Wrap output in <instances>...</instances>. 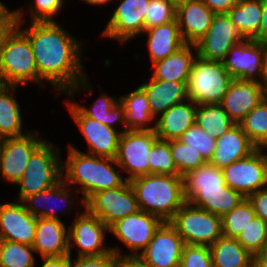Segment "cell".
Listing matches in <instances>:
<instances>
[{
    "mask_svg": "<svg viewBox=\"0 0 267 267\" xmlns=\"http://www.w3.org/2000/svg\"><path fill=\"white\" fill-rule=\"evenodd\" d=\"M18 28L32 46L39 85H45L47 81L57 91L68 94L70 99L81 89L93 93L82 65L81 40L72 36L56 20L33 21L25 29L19 23Z\"/></svg>",
    "mask_w": 267,
    "mask_h": 267,
    "instance_id": "cell-1",
    "label": "cell"
},
{
    "mask_svg": "<svg viewBox=\"0 0 267 267\" xmlns=\"http://www.w3.org/2000/svg\"><path fill=\"white\" fill-rule=\"evenodd\" d=\"M68 157L62 161V179L81 191V204L95 192L122 186L127 180L115 168L120 169L114 158L91 155L68 145Z\"/></svg>",
    "mask_w": 267,
    "mask_h": 267,
    "instance_id": "cell-2",
    "label": "cell"
},
{
    "mask_svg": "<svg viewBox=\"0 0 267 267\" xmlns=\"http://www.w3.org/2000/svg\"><path fill=\"white\" fill-rule=\"evenodd\" d=\"M185 201L200 209L223 217L244 197L225 184L222 169L207 161L183 176Z\"/></svg>",
    "mask_w": 267,
    "mask_h": 267,
    "instance_id": "cell-3",
    "label": "cell"
},
{
    "mask_svg": "<svg viewBox=\"0 0 267 267\" xmlns=\"http://www.w3.org/2000/svg\"><path fill=\"white\" fill-rule=\"evenodd\" d=\"M139 209L170 222L186 203L183 176L148 174L131 179Z\"/></svg>",
    "mask_w": 267,
    "mask_h": 267,
    "instance_id": "cell-4",
    "label": "cell"
},
{
    "mask_svg": "<svg viewBox=\"0 0 267 267\" xmlns=\"http://www.w3.org/2000/svg\"><path fill=\"white\" fill-rule=\"evenodd\" d=\"M38 84L33 49L28 37L17 27L8 37L0 56V84Z\"/></svg>",
    "mask_w": 267,
    "mask_h": 267,
    "instance_id": "cell-5",
    "label": "cell"
},
{
    "mask_svg": "<svg viewBox=\"0 0 267 267\" xmlns=\"http://www.w3.org/2000/svg\"><path fill=\"white\" fill-rule=\"evenodd\" d=\"M233 80L222 61L197 56L187 82V98L197 105L220 104Z\"/></svg>",
    "mask_w": 267,
    "mask_h": 267,
    "instance_id": "cell-6",
    "label": "cell"
},
{
    "mask_svg": "<svg viewBox=\"0 0 267 267\" xmlns=\"http://www.w3.org/2000/svg\"><path fill=\"white\" fill-rule=\"evenodd\" d=\"M59 148L45 141L32 155L19 185L17 200L49 189L62 179V159Z\"/></svg>",
    "mask_w": 267,
    "mask_h": 267,
    "instance_id": "cell-7",
    "label": "cell"
},
{
    "mask_svg": "<svg viewBox=\"0 0 267 267\" xmlns=\"http://www.w3.org/2000/svg\"><path fill=\"white\" fill-rule=\"evenodd\" d=\"M170 223L184 244L211 246L222 234V217L186 202Z\"/></svg>",
    "mask_w": 267,
    "mask_h": 267,
    "instance_id": "cell-8",
    "label": "cell"
},
{
    "mask_svg": "<svg viewBox=\"0 0 267 267\" xmlns=\"http://www.w3.org/2000/svg\"><path fill=\"white\" fill-rule=\"evenodd\" d=\"M79 213L76 214L73 223L67 226L69 255L71 256V247L75 246L77 247L76 257L98 256L113 251L121 261L122 252L120 247L118 248L116 245L106 247L104 245L105 234L109 232V227L86 208L82 213Z\"/></svg>",
    "mask_w": 267,
    "mask_h": 267,
    "instance_id": "cell-9",
    "label": "cell"
},
{
    "mask_svg": "<svg viewBox=\"0 0 267 267\" xmlns=\"http://www.w3.org/2000/svg\"><path fill=\"white\" fill-rule=\"evenodd\" d=\"M158 139L155 130H127L118 142L116 163L128 175L127 181L150 174L149 153Z\"/></svg>",
    "mask_w": 267,
    "mask_h": 267,
    "instance_id": "cell-10",
    "label": "cell"
},
{
    "mask_svg": "<svg viewBox=\"0 0 267 267\" xmlns=\"http://www.w3.org/2000/svg\"><path fill=\"white\" fill-rule=\"evenodd\" d=\"M264 151L256 148L247 157L224 167L225 184L244 198L267 187V153Z\"/></svg>",
    "mask_w": 267,
    "mask_h": 267,
    "instance_id": "cell-11",
    "label": "cell"
},
{
    "mask_svg": "<svg viewBox=\"0 0 267 267\" xmlns=\"http://www.w3.org/2000/svg\"><path fill=\"white\" fill-rule=\"evenodd\" d=\"M84 208L100 218L108 227L140 210L129 181L120 187L95 192L85 201Z\"/></svg>",
    "mask_w": 267,
    "mask_h": 267,
    "instance_id": "cell-12",
    "label": "cell"
},
{
    "mask_svg": "<svg viewBox=\"0 0 267 267\" xmlns=\"http://www.w3.org/2000/svg\"><path fill=\"white\" fill-rule=\"evenodd\" d=\"M162 223L163 221L157 216L139 210L112 224L109 232H112L130 251L128 254H121V260L137 258L139 250L145 249Z\"/></svg>",
    "mask_w": 267,
    "mask_h": 267,
    "instance_id": "cell-13",
    "label": "cell"
},
{
    "mask_svg": "<svg viewBox=\"0 0 267 267\" xmlns=\"http://www.w3.org/2000/svg\"><path fill=\"white\" fill-rule=\"evenodd\" d=\"M266 50V44L243 39L231 47L222 63L234 79L263 83Z\"/></svg>",
    "mask_w": 267,
    "mask_h": 267,
    "instance_id": "cell-14",
    "label": "cell"
},
{
    "mask_svg": "<svg viewBox=\"0 0 267 267\" xmlns=\"http://www.w3.org/2000/svg\"><path fill=\"white\" fill-rule=\"evenodd\" d=\"M38 135V131L30 130L21 137L2 139L0 173L6 182L16 184L20 180L31 155L46 141Z\"/></svg>",
    "mask_w": 267,
    "mask_h": 267,
    "instance_id": "cell-15",
    "label": "cell"
},
{
    "mask_svg": "<svg viewBox=\"0 0 267 267\" xmlns=\"http://www.w3.org/2000/svg\"><path fill=\"white\" fill-rule=\"evenodd\" d=\"M74 122L87 141L88 154L116 158L121 130L113 129L87 117L72 100L65 102Z\"/></svg>",
    "mask_w": 267,
    "mask_h": 267,
    "instance_id": "cell-16",
    "label": "cell"
},
{
    "mask_svg": "<svg viewBox=\"0 0 267 267\" xmlns=\"http://www.w3.org/2000/svg\"><path fill=\"white\" fill-rule=\"evenodd\" d=\"M183 239L170 222H163L137 259L149 267H180Z\"/></svg>",
    "mask_w": 267,
    "mask_h": 267,
    "instance_id": "cell-17",
    "label": "cell"
},
{
    "mask_svg": "<svg viewBox=\"0 0 267 267\" xmlns=\"http://www.w3.org/2000/svg\"><path fill=\"white\" fill-rule=\"evenodd\" d=\"M149 2L150 0H121L102 30V35L123 44L143 34Z\"/></svg>",
    "mask_w": 267,
    "mask_h": 267,
    "instance_id": "cell-18",
    "label": "cell"
},
{
    "mask_svg": "<svg viewBox=\"0 0 267 267\" xmlns=\"http://www.w3.org/2000/svg\"><path fill=\"white\" fill-rule=\"evenodd\" d=\"M243 39L227 13L215 14L209 30L195 44L197 55L205 60L222 61L231 47Z\"/></svg>",
    "mask_w": 267,
    "mask_h": 267,
    "instance_id": "cell-19",
    "label": "cell"
},
{
    "mask_svg": "<svg viewBox=\"0 0 267 267\" xmlns=\"http://www.w3.org/2000/svg\"><path fill=\"white\" fill-rule=\"evenodd\" d=\"M0 204V240L32 246L35 240L37 217L22 201Z\"/></svg>",
    "mask_w": 267,
    "mask_h": 267,
    "instance_id": "cell-20",
    "label": "cell"
},
{
    "mask_svg": "<svg viewBox=\"0 0 267 267\" xmlns=\"http://www.w3.org/2000/svg\"><path fill=\"white\" fill-rule=\"evenodd\" d=\"M267 96L263 83L234 79L220 103L229 118L239 124Z\"/></svg>",
    "mask_w": 267,
    "mask_h": 267,
    "instance_id": "cell-21",
    "label": "cell"
},
{
    "mask_svg": "<svg viewBox=\"0 0 267 267\" xmlns=\"http://www.w3.org/2000/svg\"><path fill=\"white\" fill-rule=\"evenodd\" d=\"M68 228L64 222L52 218H37L35 240L32 247L41 257L69 254Z\"/></svg>",
    "mask_w": 267,
    "mask_h": 267,
    "instance_id": "cell-22",
    "label": "cell"
},
{
    "mask_svg": "<svg viewBox=\"0 0 267 267\" xmlns=\"http://www.w3.org/2000/svg\"><path fill=\"white\" fill-rule=\"evenodd\" d=\"M214 15L202 0L179 6L176 19L184 42L196 44L209 30Z\"/></svg>",
    "mask_w": 267,
    "mask_h": 267,
    "instance_id": "cell-23",
    "label": "cell"
},
{
    "mask_svg": "<svg viewBox=\"0 0 267 267\" xmlns=\"http://www.w3.org/2000/svg\"><path fill=\"white\" fill-rule=\"evenodd\" d=\"M68 187L69 185L63 179H61L57 184H55L51 188L25 197L22 200V202L25 205V208L33 216H36L37 218L44 217V218H52V219L61 220L59 216L56 214L58 211V209H55L57 208V206H55L56 203L52 204L51 202L53 201V199L57 200L56 201L57 203H59L60 201H65L67 205L65 204V207L63 208L62 213L65 212V208L66 210L72 209L73 204H74L73 201L75 200L74 199L75 197H72L71 194H73L72 192H74L75 196H77L78 193L80 192H78L75 189L74 191H70L72 190V188L70 187L68 188Z\"/></svg>",
    "mask_w": 267,
    "mask_h": 267,
    "instance_id": "cell-24",
    "label": "cell"
},
{
    "mask_svg": "<svg viewBox=\"0 0 267 267\" xmlns=\"http://www.w3.org/2000/svg\"><path fill=\"white\" fill-rule=\"evenodd\" d=\"M147 95L152 115L157 118L173 105L187 100V82L158 80L150 77L149 82L139 86Z\"/></svg>",
    "mask_w": 267,
    "mask_h": 267,
    "instance_id": "cell-25",
    "label": "cell"
},
{
    "mask_svg": "<svg viewBox=\"0 0 267 267\" xmlns=\"http://www.w3.org/2000/svg\"><path fill=\"white\" fill-rule=\"evenodd\" d=\"M196 110L197 104L189 99L170 107L156 118L157 137L168 141L179 139L195 123Z\"/></svg>",
    "mask_w": 267,
    "mask_h": 267,
    "instance_id": "cell-26",
    "label": "cell"
},
{
    "mask_svg": "<svg viewBox=\"0 0 267 267\" xmlns=\"http://www.w3.org/2000/svg\"><path fill=\"white\" fill-rule=\"evenodd\" d=\"M256 147L250 142L239 124H235L216 139L214 154L210 163L223 169L237 160L247 157Z\"/></svg>",
    "mask_w": 267,
    "mask_h": 267,
    "instance_id": "cell-27",
    "label": "cell"
},
{
    "mask_svg": "<svg viewBox=\"0 0 267 267\" xmlns=\"http://www.w3.org/2000/svg\"><path fill=\"white\" fill-rule=\"evenodd\" d=\"M197 56L196 45L186 43L165 59L152 63L154 72L151 78L188 82L192 65Z\"/></svg>",
    "mask_w": 267,
    "mask_h": 267,
    "instance_id": "cell-28",
    "label": "cell"
},
{
    "mask_svg": "<svg viewBox=\"0 0 267 267\" xmlns=\"http://www.w3.org/2000/svg\"><path fill=\"white\" fill-rule=\"evenodd\" d=\"M144 33L148 35L146 43L151 63L165 59L186 44L180 33L177 19L145 29Z\"/></svg>",
    "mask_w": 267,
    "mask_h": 267,
    "instance_id": "cell-29",
    "label": "cell"
},
{
    "mask_svg": "<svg viewBox=\"0 0 267 267\" xmlns=\"http://www.w3.org/2000/svg\"><path fill=\"white\" fill-rule=\"evenodd\" d=\"M119 101L124 106L128 130H155L156 124L152 122L156 121V118L152 115L147 95L140 87L120 96Z\"/></svg>",
    "mask_w": 267,
    "mask_h": 267,
    "instance_id": "cell-30",
    "label": "cell"
},
{
    "mask_svg": "<svg viewBox=\"0 0 267 267\" xmlns=\"http://www.w3.org/2000/svg\"><path fill=\"white\" fill-rule=\"evenodd\" d=\"M20 86L0 84V138L21 137L22 133V113L21 108L12 96L14 91Z\"/></svg>",
    "mask_w": 267,
    "mask_h": 267,
    "instance_id": "cell-31",
    "label": "cell"
},
{
    "mask_svg": "<svg viewBox=\"0 0 267 267\" xmlns=\"http://www.w3.org/2000/svg\"><path fill=\"white\" fill-rule=\"evenodd\" d=\"M214 267H252L253 255L235 238L221 236L211 246Z\"/></svg>",
    "mask_w": 267,
    "mask_h": 267,
    "instance_id": "cell-32",
    "label": "cell"
},
{
    "mask_svg": "<svg viewBox=\"0 0 267 267\" xmlns=\"http://www.w3.org/2000/svg\"><path fill=\"white\" fill-rule=\"evenodd\" d=\"M73 103L87 116L97 121H100L104 125L113 129L117 126V123L122 127L121 133L127 131L125 123V110L123 104L119 101V98L115 96H108V93L101 94L91 108L80 105L77 102ZM116 123V125H115Z\"/></svg>",
    "mask_w": 267,
    "mask_h": 267,
    "instance_id": "cell-33",
    "label": "cell"
},
{
    "mask_svg": "<svg viewBox=\"0 0 267 267\" xmlns=\"http://www.w3.org/2000/svg\"><path fill=\"white\" fill-rule=\"evenodd\" d=\"M227 15L245 39H253L258 34L262 19V0H241Z\"/></svg>",
    "mask_w": 267,
    "mask_h": 267,
    "instance_id": "cell-34",
    "label": "cell"
},
{
    "mask_svg": "<svg viewBox=\"0 0 267 267\" xmlns=\"http://www.w3.org/2000/svg\"><path fill=\"white\" fill-rule=\"evenodd\" d=\"M195 123L214 139L235 125L220 104L197 105Z\"/></svg>",
    "mask_w": 267,
    "mask_h": 267,
    "instance_id": "cell-35",
    "label": "cell"
},
{
    "mask_svg": "<svg viewBox=\"0 0 267 267\" xmlns=\"http://www.w3.org/2000/svg\"><path fill=\"white\" fill-rule=\"evenodd\" d=\"M239 125L256 148H263L267 144V96Z\"/></svg>",
    "mask_w": 267,
    "mask_h": 267,
    "instance_id": "cell-36",
    "label": "cell"
},
{
    "mask_svg": "<svg viewBox=\"0 0 267 267\" xmlns=\"http://www.w3.org/2000/svg\"><path fill=\"white\" fill-rule=\"evenodd\" d=\"M35 250L32 246L0 240V267H35Z\"/></svg>",
    "mask_w": 267,
    "mask_h": 267,
    "instance_id": "cell-37",
    "label": "cell"
},
{
    "mask_svg": "<svg viewBox=\"0 0 267 267\" xmlns=\"http://www.w3.org/2000/svg\"><path fill=\"white\" fill-rule=\"evenodd\" d=\"M256 216L251 203L244 198L234 209L222 217V234L236 238Z\"/></svg>",
    "mask_w": 267,
    "mask_h": 267,
    "instance_id": "cell-38",
    "label": "cell"
},
{
    "mask_svg": "<svg viewBox=\"0 0 267 267\" xmlns=\"http://www.w3.org/2000/svg\"><path fill=\"white\" fill-rule=\"evenodd\" d=\"M170 151L174 159L179 176H184L187 172L199 168L207 161L199 151L183 143L180 139L170 140Z\"/></svg>",
    "mask_w": 267,
    "mask_h": 267,
    "instance_id": "cell-39",
    "label": "cell"
},
{
    "mask_svg": "<svg viewBox=\"0 0 267 267\" xmlns=\"http://www.w3.org/2000/svg\"><path fill=\"white\" fill-rule=\"evenodd\" d=\"M150 174L178 175L170 151V140L157 139L149 153Z\"/></svg>",
    "mask_w": 267,
    "mask_h": 267,
    "instance_id": "cell-40",
    "label": "cell"
},
{
    "mask_svg": "<svg viewBox=\"0 0 267 267\" xmlns=\"http://www.w3.org/2000/svg\"><path fill=\"white\" fill-rule=\"evenodd\" d=\"M235 239L254 255L267 242V224L260 217L255 216Z\"/></svg>",
    "mask_w": 267,
    "mask_h": 267,
    "instance_id": "cell-41",
    "label": "cell"
},
{
    "mask_svg": "<svg viewBox=\"0 0 267 267\" xmlns=\"http://www.w3.org/2000/svg\"><path fill=\"white\" fill-rule=\"evenodd\" d=\"M179 139L199 151L206 161H210L212 158L216 147V139L200 128L197 123L187 129Z\"/></svg>",
    "mask_w": 267,
    "mask_h": 267,
    "instance_id": "cell-42",
    "label": "cell"
},
{
    "mask_svg": "<svg viewBox=\"0 0 267 267\" xmlns=\"http://www.w3.org/2000/svg\"><path fill=\"white\" fill-rule=\"evenodd\" d=\"M176 19V8L170 0H150L145 13V29L166 24Z\"/></svg>",
    "mask_w": 267,
    "mask_h": 267,
    "instance_id": "cell-43",
    "label": "cell"
},
{
    "mask_svg": "<svg viewBox=\"0 0 267 267\" xmlns=\"http://www.w3.org/2000/svg\"><path fill=\"white\" fill-rule=\"evenodd\" d=\"M180 267H214L210 247L206 245L184 244Z\"/></svg>",
    "mask_w": 267,
    "mask_h": 267,
    "instance_id": "cell-44",
    "label": "cell"
},
{
    "mask_svg": "<svg viewBox=\"0 0 267 267\" xmlns=\"http://www.w3.org/2000/svg\"><path fill=\"white\" fill-rule=\"evenodd\" d=\"M29 2L30 21H55V16L61 12L65 0H34Z\"/></svg>",
    "mask_w": 267,
    "mask_h": 267,
    "instance_id": "cell-45",
    "label": "cell"
},
{
    "mask_svg": "<svg viewBox=\"0 0 267 267\" xmlns=\"http://www.w3.org/2000/svg\"><path fill=\"white\" fill-rule=\"evenodd\" d=\"M24 13L23 9L21 10L20 8L13 11L9 9L0 18V56L8 37L18 27L19 23H23Z\"/></svg>",
    "mask_w": 267,
    "mask_h": 267,
    "instance_id": "cell-46",
    "label": "cell"
},
{
    "mask_svg": "<svg viewBox=\"0 0 267 267\" xmlns=\"http://www.w3.org/2000/svg\"><path fill=\"white\" fill-rule=\"evenodd\" d=\"M72 261L70 267H119L120 259L112 251L98 256H82Z\"/></svg>",
    "mask_w": 267,
    "mask_h": 267,
    "instance_id": "cell-47",
    "label": "cell"
},
{
    "mask_svg": "<svg viewBox=\"0 0 267 267\" xmlns=\"http://www.w3.org/2000/svg\"><path fill=\"white\" fill-rule=\"evenodd\" d=\"M257 217L267 224V187L253 192L247 197Z\"/></svg>",
    "mask_w": 267,
    "mask_h": 267,
    "instance_id": "cell-48",
    "label": "cell"
},
{
    "mask_svg": "<svg viewBox=\"0 0 267 267\" xmlns=\"http://www.w3.org/2000/svg\"><path fill=\"white\" fill-rule=\"evenodd\" d=\"M241 0H202V2L215 14L227 13Z\"/></svg>",
    "mask_w": 267,
    "mask_h": 267,
    "instance_id": "cell-49",
    "label": "cell"
},
{
    "mask_svg": "<svg viewBox=\"0 0 267 267\" xmlns=\"http://www.w3.org/2000/svg\"><path fill=\"white\" fill-rule=\"evenodd\" d=\"M253 40L267 45V0H262V19L258 29V34L253 38Z\"/></svg>",
    "mask_w": 267,
    "mask_h": 267,
    "instance_id": "cell-50",
    "label": "cell"
},
{
    "mask_svg": "<svg viewBox=\"0 0 267 267\" xmlns=\"http://www.w3.org/2000/svg\"><path fill=\"white\" fill-rule=\"evenodd\" d=\"M43 265L41 267H70L71 266V256H49L42 257Z\"/></svg>",
    "mask_w": 267,
    "mask_h": 267,
    "instance_id": "cell-51",
    "label": "cell"
},
{
    "mask_svg": "<svg viewBox=\"0 0 267 267\" xmlns=\"http://www.w3.org/2000/svg\"><path fill=\"white\" fill-rule=\"evenodd\" d=\"M252 267H267V242L253 255Z\"/></svg>",
    "mask_w": 267,
    "mask_h": 267,
    "instance_id": "cell-52",
    "label": "cell"
},
{
    "mask_svg": "<svg viewBox=\"0 0 267 267\" xmlns=\"http://www.w3.org/2000/svg\"><path fill=\"white\" fill-rule=\"evenodd\" d=\"M119 267H149V266L143 264L137 258H127L120 261Z\"/></svg>",
    "mask_w": 267,
    "mask_h": 267,
    "instance_id": "cell-53",
    "label": "cell"
},
{
    "mask_svg": "<svg viewBox=\"0 0 267 267\" xmlns=\"http://www.w3.org/2000/svg\"><path fill=\"white\" fill-rule=\"evenodd\" d=\"M85 3H89L90 5H103V4H107L109 2H112L113 0H81Z\"/></svg>",
    "mask_w": 267,
    "mask_h": 267,
    "instance_id": "cell-54",
    "label": "cell"
},
{
    "mask_svg": "<svg viewBox=\"0 0 267 267\" xmlns=\"http://www.w3.org/2000/svg\"><path fill=\"white\" fill-rule=\"evenodd\" d=\"M263 84H264V87H265L266 92H267V50L265 53Z\"/></svg>",
    "mask_w": 267,
    "mask_h": 267,
    "instance_id": "cell-55",
    "label": "cell"
},
{
    "mask_svg": "<svg viewBox=\"0 0 267 267\" xmlns=\"http://www.w3.org/2000/svg\"><path fill=\"white\" fill-rule=\"evenodd\" d=\"M173 6L177 9L179 6L196 1V0H170Z\"/></svg>",
    "mask_w": 267,
    "mask_h": 267,
    "instance_id": "cell-56",
    "label": "cell"
},
{
    "mask_svg": "<svg viewBox=\"0 0 267 267\" xmlns=\"http://www.w3.org/2000/svg\"><path fill=\"white\" fill-rule=\"evenodd\" d=\"M9 9L0 1V18L8 11Z\"/></svg>",
    "mask_w": 267,
    "mask_h": 267,
    "instance_id": "cell-57",
    "label": "cell"
},
{
    "mask_svg": "<svg viewBox=\"0 0 267 267\" xmlns=\"http://www.w3.org/2000/svg\"><path fill=\"white\" fill-rule=\"evenodd\" d=\"M263 149H264V150H265V149L267 150V144L263 147Z\"/></svg>",
    "mask_w": 267,
    "mask_h": 267,
    "instance_id": "cell-58",
    "label": "cell"
}]
</instances>
